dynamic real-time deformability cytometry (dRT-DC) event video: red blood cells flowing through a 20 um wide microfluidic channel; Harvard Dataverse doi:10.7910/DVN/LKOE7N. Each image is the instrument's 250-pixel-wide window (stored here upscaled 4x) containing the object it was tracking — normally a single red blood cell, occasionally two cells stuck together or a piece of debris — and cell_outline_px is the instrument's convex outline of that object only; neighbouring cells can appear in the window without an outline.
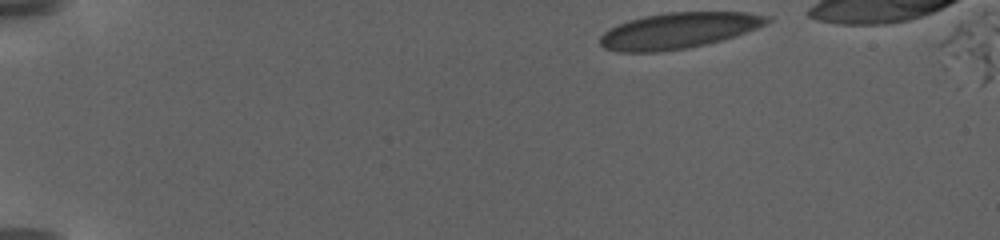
{"species": "human", "species_latin": "Homo sapiens", "temperature_condition": "warm", "stored_images_in_passage": 20, "camera_frame_rate_fps": 3000, "um_per_image_px": 0.085, "donor": {"sex": "female"}, "frame": {"image": 1, "passage_image": 1, "time_ms": 0.0, "image_size_px": [1000, 240], "cell_outline_px": [[772, 20], [756, 28], [736, 36], [724, 40], [688, 48], [660, 52], [616, 52], [604, 48], [600, 44], [600, 36], [604, 32], [628, 20], [644, 16], [664, 12], [748, 12], [772, 16]], "centroid_in_image_um": [57.7, 2.6], "position_along_channel_um": 27.3, "area_um2": 35.14}}